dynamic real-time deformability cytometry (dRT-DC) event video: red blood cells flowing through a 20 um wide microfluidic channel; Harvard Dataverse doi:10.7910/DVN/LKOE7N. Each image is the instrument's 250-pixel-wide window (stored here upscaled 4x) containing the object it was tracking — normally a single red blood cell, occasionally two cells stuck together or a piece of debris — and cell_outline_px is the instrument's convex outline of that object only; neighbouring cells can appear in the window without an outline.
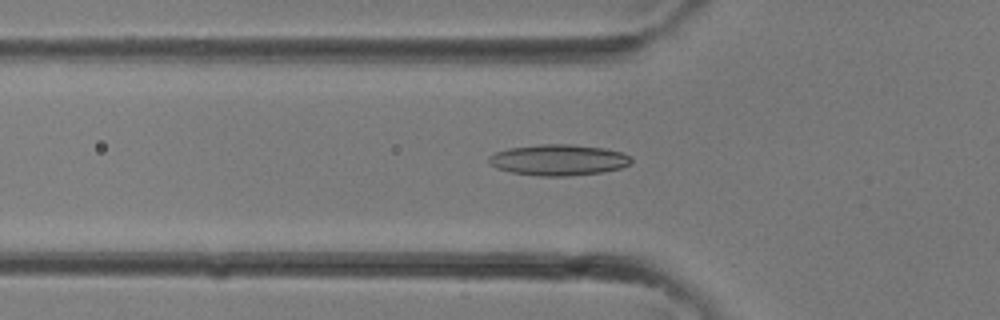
{"species": "common noctule bat (a hibernating species)", "species_latin": "Nyctalus noctula", "temperature_condition": "room temperature", "stored_images_in_passage": 11, "camera_frame_rate_fps": 3000, "um_per_image_px": 0.085, "animal": {"sex": "female"}, "frame": {"image": 1, "passage_image": 10, "time_ms": 3.0, "image_size_px": [1000, 320], "cell_outline_px": [[632, 160], [628, 164], [620, 168], [600, 172], [568, 176], [540, 176], [512, 172], [496, 168], [488, 164], [488, 156], [496, 152], [508, 148], [540, 144], [572, 144], [604, 148], [620, 152], [632, 156]], "centroid_in_image_um": [47.44, 13.59], "position_along_channel_um": 78.4, "area_um2": 25.72}}